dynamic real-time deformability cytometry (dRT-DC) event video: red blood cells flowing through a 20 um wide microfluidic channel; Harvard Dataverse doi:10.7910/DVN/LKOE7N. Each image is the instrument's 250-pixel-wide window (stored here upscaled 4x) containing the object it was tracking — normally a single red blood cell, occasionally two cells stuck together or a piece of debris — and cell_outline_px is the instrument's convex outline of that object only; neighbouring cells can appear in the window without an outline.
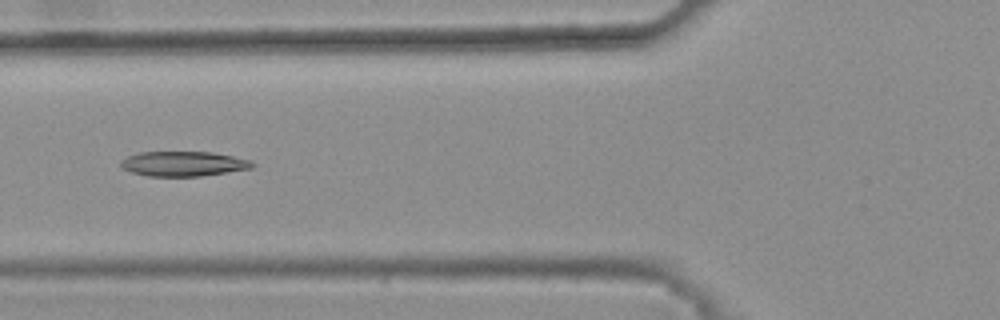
{"species": "common noctule bat (a hibernating species)", "species_latin": "Nyctalus noctula", "temperature_condition": "warm", "stored_images_in_passage": 6, "camera_frame_rate_fps": 3000, "um_per_image_px": 0.085, "animal": {"sex": "female", "body_mass_g": 25.1}, "frame": {"image": 1, "passage_image": 6, "time_ms": 1.667, "image_size_px": [1000, 320], "cell_outline_px": [[256, 164], [252, 168], [200, 176], [148, 176], [132, 172], [124, 168], [120, 164], [120, 160], [128, 156], [140, 152], [212, 152], [252, 160]], "centroid_in_image_um": [15.61, 13.91], "position_along_channel_um": 110.2, "area_um2": 18.96}}